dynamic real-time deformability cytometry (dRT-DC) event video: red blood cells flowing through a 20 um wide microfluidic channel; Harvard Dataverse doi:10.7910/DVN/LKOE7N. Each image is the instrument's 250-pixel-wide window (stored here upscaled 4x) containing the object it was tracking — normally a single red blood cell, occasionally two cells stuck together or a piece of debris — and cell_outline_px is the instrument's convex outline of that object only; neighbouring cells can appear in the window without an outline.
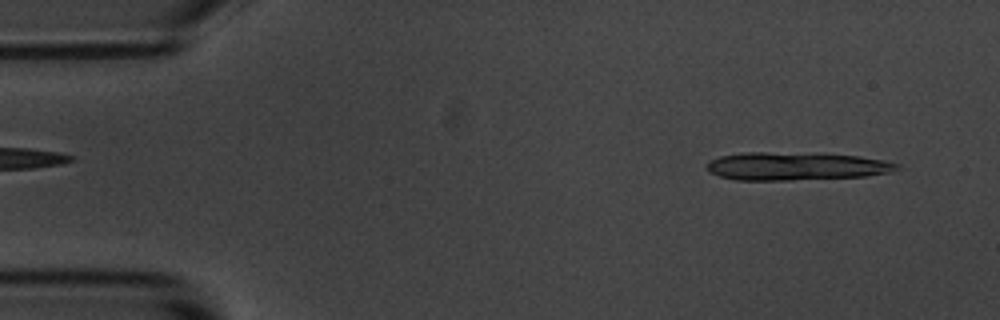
{"species": "common noctule bat (a hibernating species)", "species_latin": "Nyctalus noctula", "temperature_condition": "room temperature", "stored_images_in_passage": 12, "camera_frame_rate_fps": 3000, "um_per_image_px": 0.085, "animal": {"sex": "male", "body_mass_g": 20.1, "forearm_length_mm": 53.5}, "frame": {"image": 1, "passage_image": 3, "time_ms": 0.667, "image_size_px": [1000, 320], "cell_outline_px": [[900, 168], [892, 172], [864, 176], [792, 180], [736, 180], [720, 176], [708, 172], [708, 160], [720, 156], [744, 152], [768, 152], [860, 156], [900, 164]], "centroid_in_image_um": [67.62, 14.14], "position_along_channel_um": 17.4, "area_um2": 30.75}}